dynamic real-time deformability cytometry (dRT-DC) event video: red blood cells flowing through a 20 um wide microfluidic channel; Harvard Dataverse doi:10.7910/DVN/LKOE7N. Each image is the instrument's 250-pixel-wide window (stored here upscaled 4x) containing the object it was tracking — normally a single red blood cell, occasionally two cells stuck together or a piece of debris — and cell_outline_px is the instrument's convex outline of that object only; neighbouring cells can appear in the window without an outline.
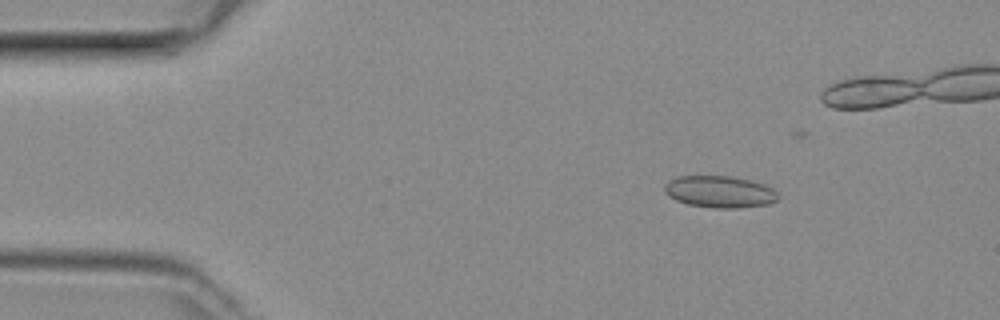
{"species": "common noctule bat (a hibernating species)", "species_latin": "Nyctalus noctula", "temperature_condition": "room temperature", "stored_images_in_passage": 34, "camera_frame_rate_fps": 3000, "um_per_image_px": 0.085, "animal": {"sex": "female", "body_mass_g": 29.2, "forearm_length_mm": 56.3}, "frame": {"image": 1, "passage_image": 2, "time_ms": 0.333, "image_size_px": [1000, 320], "cell_outline_px": [[776, 200], [768, 204], [740, 208], [712, 208], [688, 204], [676, 200], [668, 196], [664, 192], [664, 184], [668, 180], [676, 176], [732, 176], [752, 180], [764, 184], [772, 188], [776, 192]], "centroid_in_image_um": [61.13, 16.29], "position_along_channel_um": 23.9, "area_um2": 21.21}}
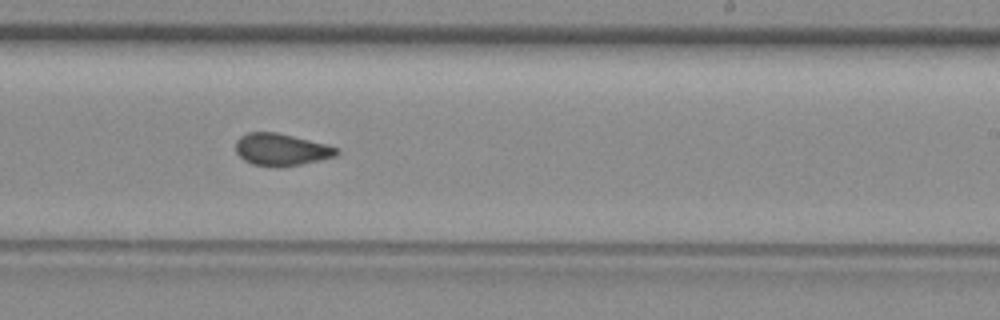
{"frame": {"image": 2, "passage_image": 24, "time_ms": 7.667, "image_size_px": [1000, 320], "cell_outline_px": [[340, 152], [336, 156], [320, 160], [280, 168], [276, 168], [252, 164], [244, 160], [236, 152], [236, 140], [240, 136], [248, 132], [276, 132], [328, 144], [340, 148]], "centroid_in_image_um": [23.93, 12.72], "position_along_channel_um": 265.1, "area_um2": 19.19}}
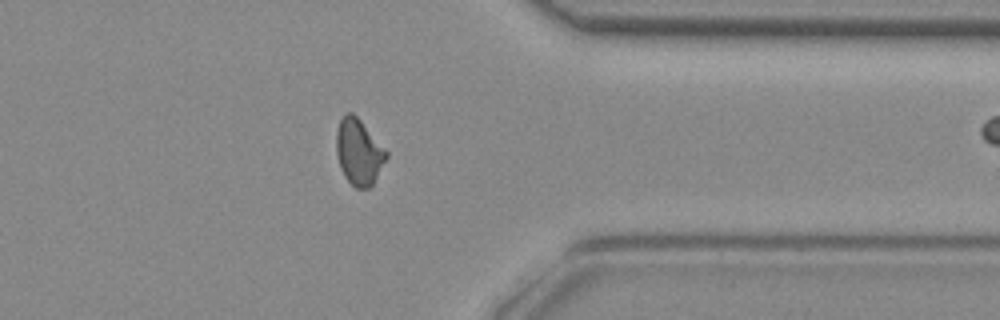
{"frame": {"image": 3, "passage_image": 33, "time_ms": 10.667, "image_size_px": [1000, 320], "cell_outline_px": [[388, 156], [372, 184], [368, 188], [356, 188], [344, 176], [340, 168], [336, 152], [336, 132], [340, 120], [348, 112], [352, 112], [360, 120], [388, 152]], "centroid_in_image_um": [30.48, 12.92], "position_along_channel_um": 380.9, "area_um2": 18.9}}